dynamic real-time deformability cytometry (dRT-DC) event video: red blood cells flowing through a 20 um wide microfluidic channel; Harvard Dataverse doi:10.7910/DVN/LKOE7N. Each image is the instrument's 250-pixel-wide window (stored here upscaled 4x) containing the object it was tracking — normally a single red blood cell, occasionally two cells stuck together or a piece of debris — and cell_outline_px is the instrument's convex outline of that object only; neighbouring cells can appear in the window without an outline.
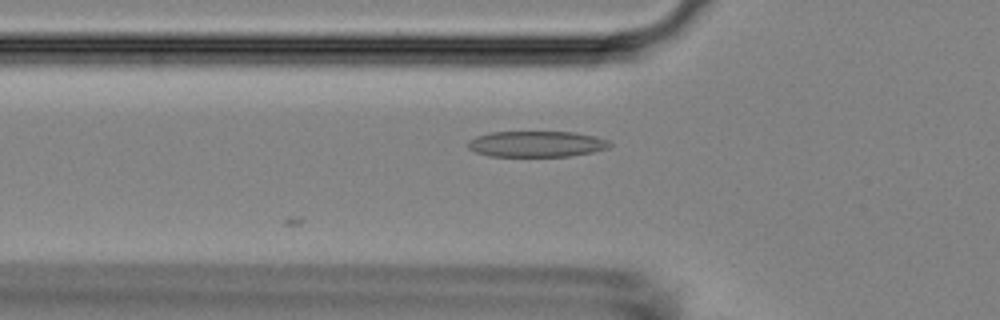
{"species": "Egyptian fruit bat (a non-hibernating species)", "species_latin": "Rousettus aegyptiacus", "temperature_condition": "room temperature", "stored_images_in_passage": 6, "camera_frame_rate_fps": 3000, "um_per_image_px": 0.085, "animal": {"sex": "female"}, "frame": {"image": 1, "passage_image": 5, "time_ms": 1.333, "image_size_px": [1000, 320], "cell_outline_px": [[612, 144], [608, 148], [592, 152], [568, 156], [488, 156], [476, 152], [468, 148], [468, 140], [476, 136], [492, 132], [576, 132], [596, 136], [608, 140]], "centroid_in_image_um": [45.61, 12.23], "position_along_channel_um": 80.2, "area_um2": 21.44}}
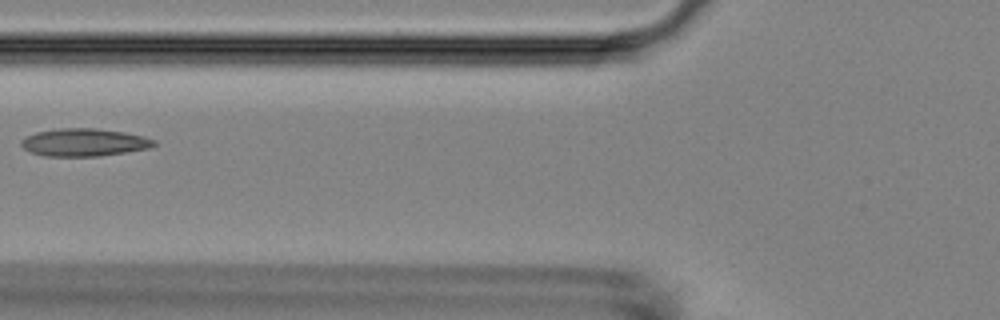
{"frame": {"image": 2, "passage_image": 6, "time_ms": 1.667, "image_size_px": [1000, 320], "cell_outline_px": [[156, 144], [148, 148], [100, 156], [44, 156], [32, 152], [24, 148], [20, 144], [20, 140], [36, 132], [60, 128], [96, 128], [124, 132], [144, 136], [156, 140]], "centroid_in_image_um": [7.15, 12.09], "position_along_channel_um": 118.7, "area_um2": 21.33}}